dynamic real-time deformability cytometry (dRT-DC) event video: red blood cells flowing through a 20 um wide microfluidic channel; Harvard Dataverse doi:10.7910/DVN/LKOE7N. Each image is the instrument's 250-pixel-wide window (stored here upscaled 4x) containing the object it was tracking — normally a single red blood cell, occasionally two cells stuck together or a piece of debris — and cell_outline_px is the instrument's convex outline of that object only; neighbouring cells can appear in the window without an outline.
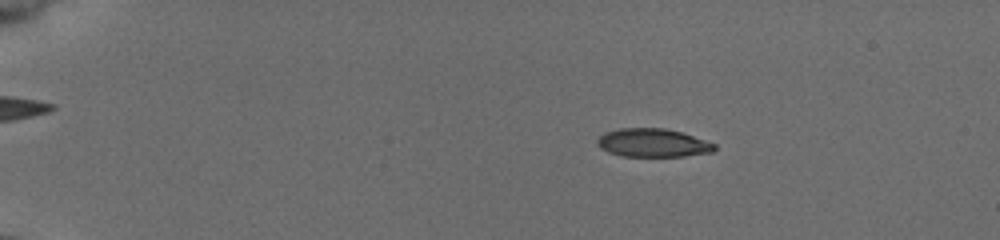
{"species": "common noctule bat (a hibernating species)", "species_latin": "Nyctalus noctula", "temperature_condition": "cold", "stored_images_in_passage": 53, "camera_frame_rate_fps": 3000, "um_per_image_px": 0.085, "animal": {"sex": "female", "body_mass_g": 19.5, "forearm_length_mm": 54.1}, "frame": {"image": 1, "passage_image": 10, "time_ms": 3.0, "image_size_px": [1000, 240], "cell_outline_px": [[716, 148], [712, 152], [684, 156], [624, 156], [608, 152], [600, 148], [596, 144], [596, 140], [604, 132], [620, 128], [664, 128], [680, 132], [716, 144]], "centroid_in_image_um": [55.45, 12.14], "position_along_channel_um": 29.5, "area_um2": 19.31}}
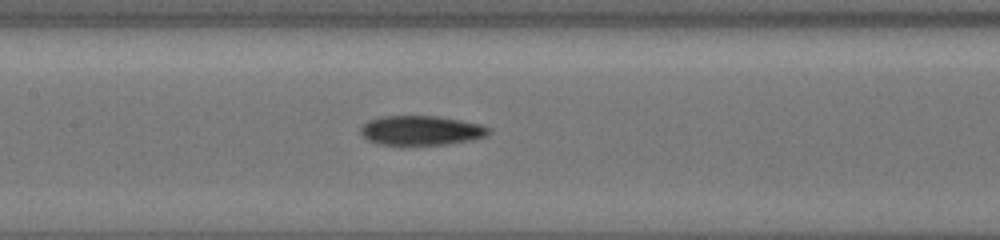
{"frame": {"image": 2, "passage_image": 28, "time_ms": 9.0, "image_size_px": [1000, 240], "cell_outline_px": [[492, 132], [484, 136], [472, 140], [448, 144], [380, 144], [368, 140], [360, 132], [360, 128], [368, 120], [380, 116], [436, 116], [460, 120], [480, 124], [492, 128]], "centroid_in_image_um": [35.82, 11.07], "position_along_channel_um": 171.6, "area_um2": 21.91}}
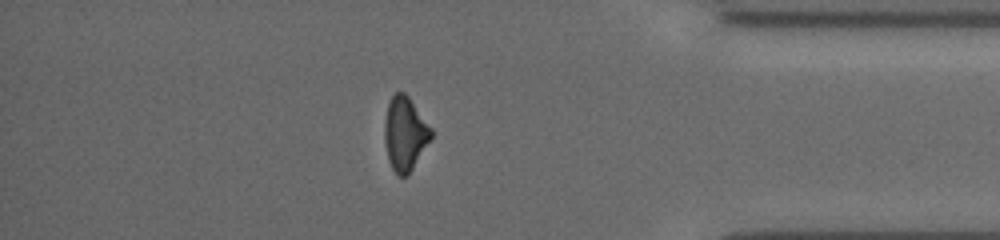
{"frame": {"image": 3, "passage_image": 47, "time_ms": 15.333, "image_size_px": [1000, 240], "cell_outline_px": [[432, 140], [408, 176], [400, 176], [392, 168], [388, 160], [384, 140], [384, 120], [388, 100], [396, 92], [404, 92], [408, 96], [432, 128]], "centroid_in_image_um": [34.43, 11.37], "position_along_channel_um": 400.8, "area_um2": 20.4}, "authors_computed_cell_mechanics": {"area_um2": 21.0392, "velocity_mm_per_s": 3.9507, "shape_relaxation_time_tau1_ms": 8.0581, "shape_relaxation_time_tau2_ms": null, "deformation_change_tau1": 0.2111, "deformation_change_tau2": null}}